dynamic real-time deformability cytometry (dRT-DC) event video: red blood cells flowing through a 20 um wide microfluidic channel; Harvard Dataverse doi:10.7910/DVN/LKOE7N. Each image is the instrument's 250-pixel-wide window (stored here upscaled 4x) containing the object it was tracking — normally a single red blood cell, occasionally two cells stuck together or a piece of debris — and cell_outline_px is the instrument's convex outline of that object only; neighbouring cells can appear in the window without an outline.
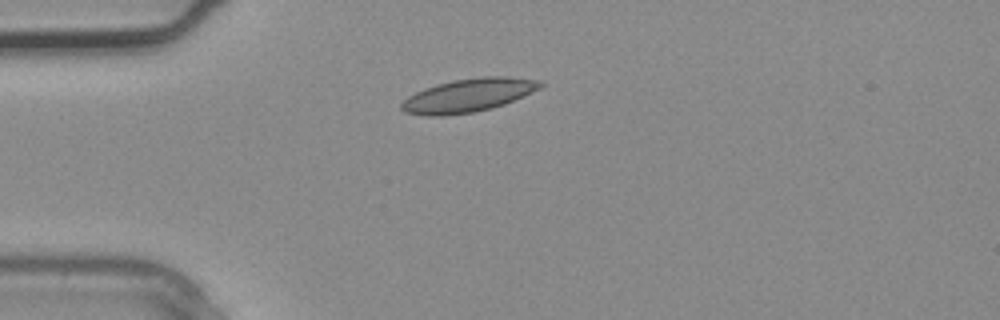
{"species": "common noctule bat (a hibernating species)", "species_latin": "Nyctalus noctula", "temperature_condition": "warm", "stored_images_in_passage": 2, "camera_frame_rate_fps": 3000, "um_per_image_px": 0.085, "animal": {"sex": "male", "body_mass_g": 20.4}, "frame": {"image": 1, "passage_image": 2, "time_ms": 0.333, "image_size_px": [1000, 320], "cell_outline_px": [[544, 84], [540, 88], [504, 104], [492, 108], [472, 112], [444, 116], [428, 116], [404, 112], [400, 108], [400, 104], [408, 96], [424, 88], [436, 84], [452, 80], [484, 76], [508, 76], [544, 80]], "centroid_in_image_um": [39.81, 8.09], "position_along_channel_um": 45.2, "area_um2": 27.11}}